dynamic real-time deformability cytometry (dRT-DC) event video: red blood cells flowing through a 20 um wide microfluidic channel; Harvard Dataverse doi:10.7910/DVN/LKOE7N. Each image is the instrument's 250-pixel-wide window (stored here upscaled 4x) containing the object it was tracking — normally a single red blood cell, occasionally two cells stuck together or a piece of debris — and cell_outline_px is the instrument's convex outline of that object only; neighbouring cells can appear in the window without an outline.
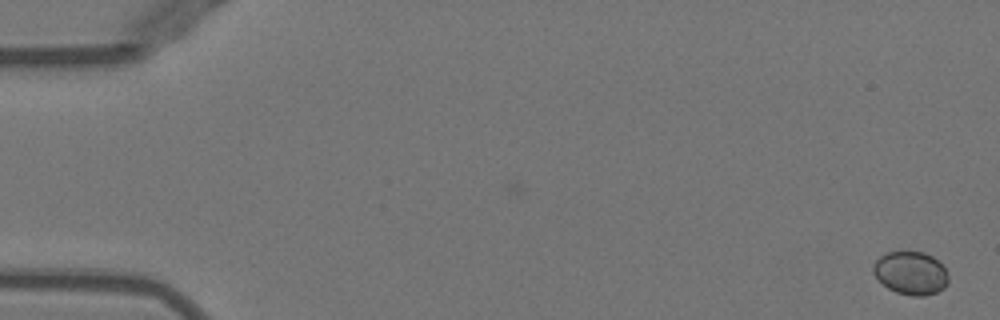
{"species": "Egyptian fruit bat (a non-hibernating species)", "species_latin": "Rousettus aegyptiacus", "temperature_condition": "warm", "stored_images_in_passage": 52, "camera_frame_rate_fps": 3000, "um_per_image_px": 0.085, "animal": {"sex": "female"}, "frame": {"image": 1, "passage_image": 1, "time_ms": 0.0, "image_size_px": [1000, 320], "cell_outline_px": [[948, 284], [944, 288], [936, 292], [924, 296], [912, 296], [896, 292], [888, 288], [872, 272], [872, 264], [880, 256], [888, 252], [924, 252], [932, 256], [944, 268], [948, 276]], "centroid_in_image_um": [77.41, 23.21], "position_along_channel_um": 7.6, "area_um2": 18.79}}
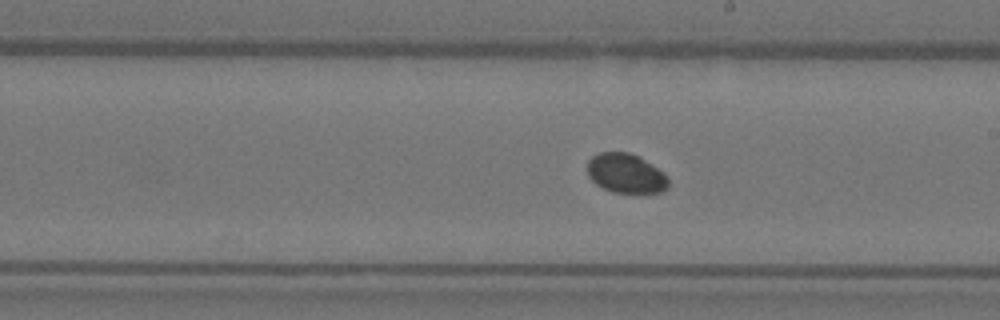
{"frame": {"image": 2, "passage_image": 30, "time_ms": 9.667, "image_size_px": [1000, 320], "cell_outline_px": [[668, 188], [660, 192], [612, 192], [596, 184], [588, 176], [588, 160], [592, 156], [600, 152], [628, 152], [640, 156], [664, 172], [668, 176]], "centroid_in_image_um": [53.21, 14.72], "position_along_channel_um": 235.8, "area_um2": 18.67}}
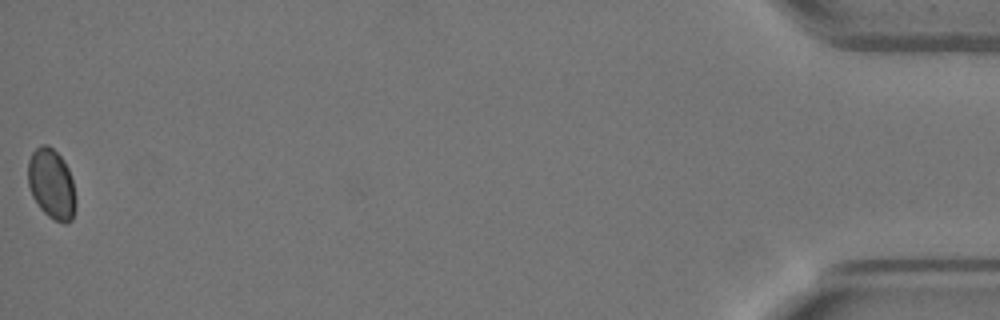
{"frame": {"image": 3, "passage_image": 52, "time_ms": 17.0, "image_size_px": [1000, 320], "cell_outline_px": [[76, 208], [72, 220], [64, 224], [48, 216], [40, 208], [32, 196], [28, 184], [28, 160], [32, 152], [40, 144], [48, 144], [64, 160], [68, 168], [72, 180], [76, 196]], "centroid_in_image_um": [4.39, 15.64], "position_along_channel_um": 430.8, "area_um2": 19.71}, "authors_computed_cell_mechanics": {"area_um2": 19.1318, "velocity_mm_per_s": 3.954, "shape_relaxation_time_tau1_ms": null, "shape_relaxation_time_tau2_ms": 11.1124, "deformation_change_tau1": null, "deformation_change_tau2": 0.0478}}